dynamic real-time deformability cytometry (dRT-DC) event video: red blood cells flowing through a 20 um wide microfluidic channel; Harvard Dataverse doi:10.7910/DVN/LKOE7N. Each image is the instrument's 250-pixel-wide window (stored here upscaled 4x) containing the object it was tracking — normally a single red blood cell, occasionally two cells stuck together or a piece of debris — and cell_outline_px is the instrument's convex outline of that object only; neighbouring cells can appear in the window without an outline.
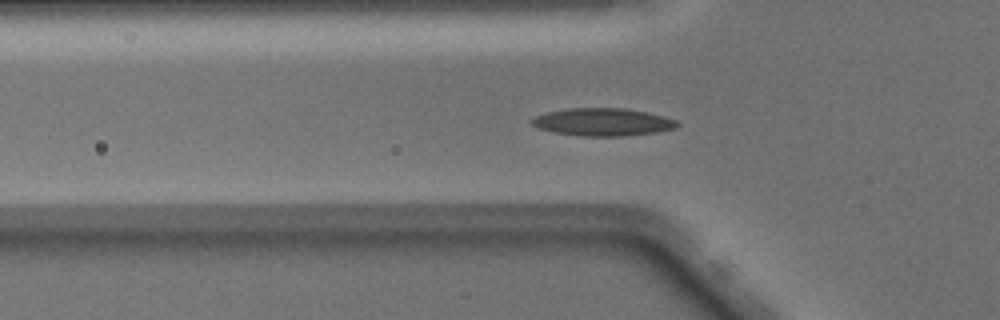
{"species": "Egyptian fruit bat (a non-hibernating species)", "species_latin": "Rousettus aegyptiacus", "temperature_condition": "warm", "stored_images_in_passage": 36, "camera_frame_rate_fps": 3000, "um_per_image_px": 0.085, "animal": {"sex": "male"}, "frame": {"image": 1, "passage_image": 3, "time_ms": 0.667, "image_size_px": [1000, 320], "cell_outline_px": [[680, 124], [676, 128], [656, 132], [620, 136], [580, 136], [552, 132], [536, 128], [528, 120], [536, 116], [548, 112], [568, 108], [624, 108], [648, 112], [664, 116], [676, 120]], "centroid_in_image_um": [51.21, 10.37], "position_along_channel_um": 74.6, "area_um2": 23.58}}
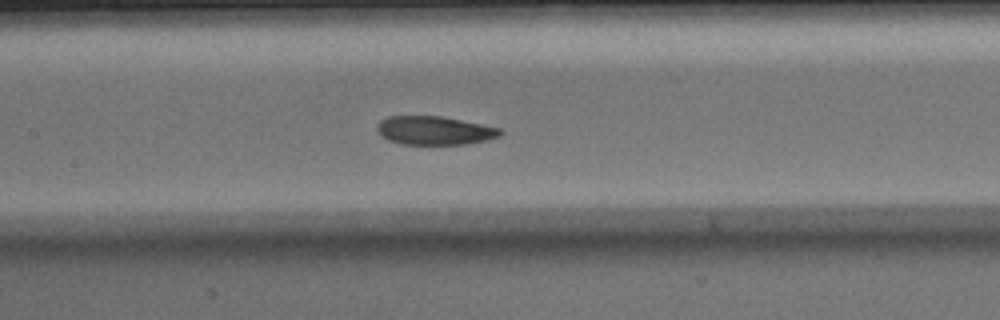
{"frame": {"image": 2, "passage_image": 10, "time_ms": 3.0, "image_size_px": [1000, 320], "cell_outline_px": [[504, 132], [500, 136], [484, 140], [464, 144], [400, 144], [388, 140], [380, 136], [376, 128], [376, 124], [380, 120], [388, 116], [440, 116], [500, 128]], "centroid_in_image_um": [36.87, 11.09], "position_along_channel_um": 170.5, "area_um2": 20.46}}
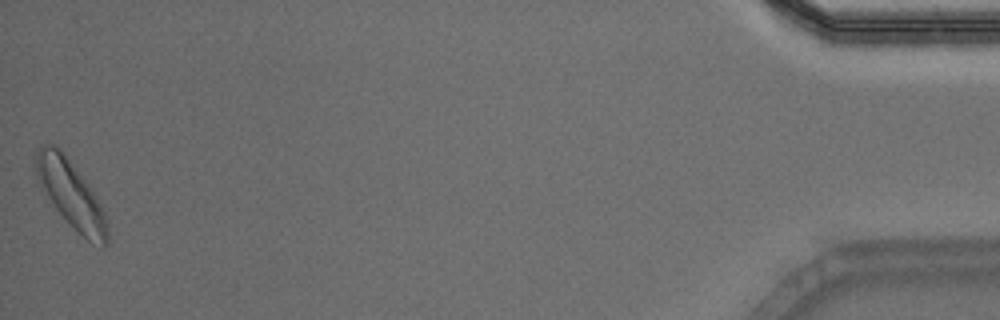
{"frame": {"image": 3, "passage_image": 36, "time_ms": 11.667, "image_size_px": [1000, 320], "cell_outline_px": [[108, 244], [104, 248], [100, 248], [88, 240], [56, 208], [40, 188], [36, 180], [36, 152], [44, 144], [52, 144], [60, 148], [64, 152], [88, 184], [96, 196], [104, 212], [108, 224]], "centroid_in_image_um": [6.04, 16.49], "position_along_channel_um": 429.2, "area_um2": 27.57}, "authors_computed_cell_mechanics": {"area_um2": 22.0796, "velocity_mm_per_s": 4.0614, "shape_relaxation_time_tau1_ms": 2.9134, "shape_relaxation_time_tau2_ms": 2.7213, "deformation_change_tau1": 0.112, "deformation_change_tau2": 0.0918}}